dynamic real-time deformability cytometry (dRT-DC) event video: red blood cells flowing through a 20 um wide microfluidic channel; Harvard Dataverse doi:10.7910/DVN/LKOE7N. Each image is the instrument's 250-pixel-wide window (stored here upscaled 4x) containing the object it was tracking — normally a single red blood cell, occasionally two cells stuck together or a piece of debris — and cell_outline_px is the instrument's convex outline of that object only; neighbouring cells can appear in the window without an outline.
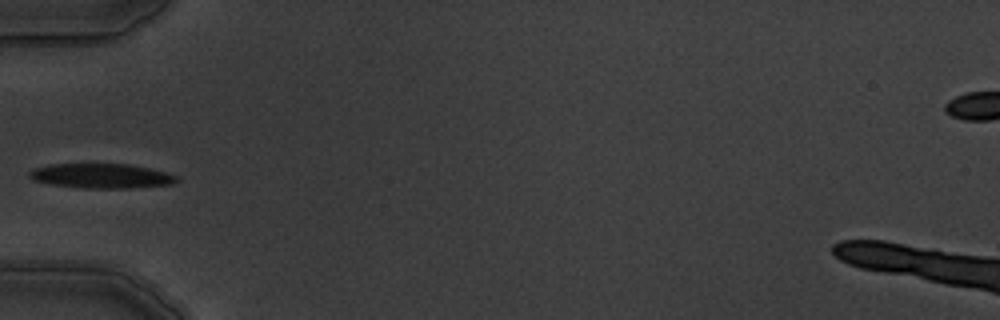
{"species": "common noctule bat (a hibernating species)", "species_latin": "Nyctalus noctula", "temperature_condition": "warm", "stored_images_in_passage": 5, "camera_frame_rate_fps": 3000, "um_per_image_px": 0.085, "animal": {"sex": "male", "body_mass_g": 19.5, "forearm_length_mm": 54.6}, "frame": {"image": 1, "passage_image": 5, "time_ms": 4.333, "image_size_px": [1000, 320], "cell_outline_px": [[180, 180], [172, 184], [128, 188], [84, 188], [52, 184], [32, 180], [28, 176], [28, 172], [32, 168], [48, 164], [128, 164], [148, 168], [164, 172], [176, 176]], "centroid_in_image_um": [8.56, 14.95], "position_along_channel_um": 76.4, "area_um2": 21.1}}